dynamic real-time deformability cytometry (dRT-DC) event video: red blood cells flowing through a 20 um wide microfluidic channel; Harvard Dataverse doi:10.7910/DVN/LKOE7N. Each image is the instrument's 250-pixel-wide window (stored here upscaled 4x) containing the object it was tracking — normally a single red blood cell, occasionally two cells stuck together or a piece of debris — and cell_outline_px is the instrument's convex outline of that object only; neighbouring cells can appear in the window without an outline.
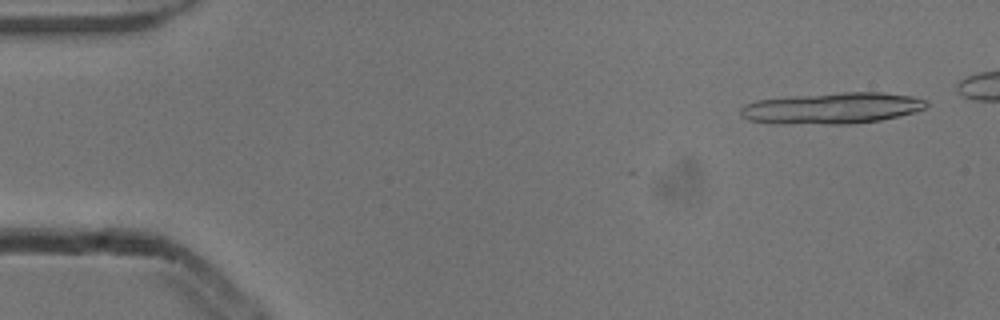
{"species": "common noctule bat (a hibernating species)", "species_latin": "Nyctalus noctula", "temperature_condition": "cold", "stored_images_in_passage": 7, "segment_of_instrument_passage": [1, 2], "camera_frame_rate_fps": 3000, "um_per_image_px": 0.085, "animal": {"sex": "male", "body_mass_g": 13.3}, "frame": {"image": 1, "passage_image": 1, "time_ms": 0.0, "image_size_px": [1000, 320], "cell_outline_px": [[928, 104], [924, 108], [916, 112], [900, 116], [880, 120], [848, 124], [776, 124], [748, 120], [740, 116], [740, 108], [744, 104], [756, 100], [792, 96], [844, 92], [880, 92], [912, 96], [928, 100]], "centroid_in_image_um": [70.71, 9.2], "position_along_channel_um": 14.3, "area_um2": 34.16}}
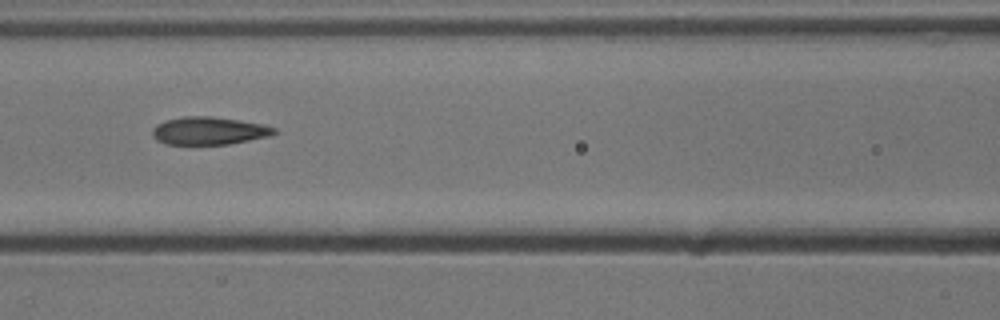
{"frame": {"image": 2, "passage_image": 6, "time_ms": 1.667, "image_size_px": [1000, 320], "cell_outline_px": [[276, 132], [268, 136], [228, 144], [164, 144], [156, 140], [152, 136], [152, 128], [156, 124], [164, 120], [184, 116], [212, 116], [240, 120], [264, 124], [276, 128]], "centroid_in_image_um": [17.71, 11.1], "position_along_channel_um": 148.9, "area_um2": 19.83}}